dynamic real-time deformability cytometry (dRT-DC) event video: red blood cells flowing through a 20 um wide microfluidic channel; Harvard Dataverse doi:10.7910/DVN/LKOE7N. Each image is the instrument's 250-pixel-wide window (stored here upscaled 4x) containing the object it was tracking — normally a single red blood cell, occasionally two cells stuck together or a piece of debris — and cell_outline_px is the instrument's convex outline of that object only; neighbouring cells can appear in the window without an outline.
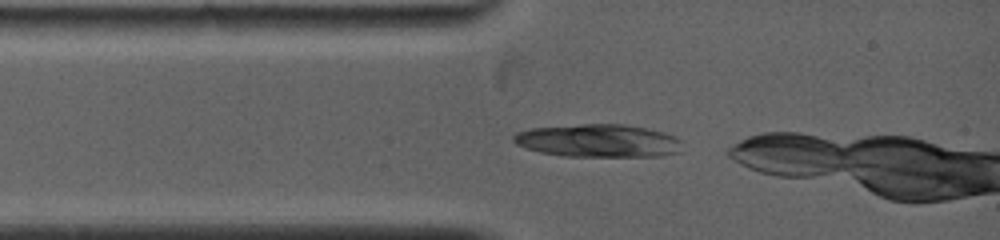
{"species": "common noctule bat (a hibernating species)", "species_latin": "Nyctalus noctula", "temperature_condition": "warm", "stored_images_in_passage": 1, "camera_frame_rate_fps": 5000, "um_per_image_px": 0.085, "animal": {"sex": "female", "body_mass_g": 19.0, "forearm_length_mm": 53.3}, "frame": {"image": 1, "passage_image": 1, "time_ms": 0.0, "image_size_px": [1000, 240], "cell_outline_px": [[680, 152], [660, 156], [564, 156], [540, 152], [516, 144], [512, 140], [512, 136], [516, 132], [532, 128], [584, 124], [624, 124], [648, 128], [664, 132], [680, 140]], "centroid_in_image_um": [50.84, 11.96], "position_along_channel_um": 34.2, "area_um2": 32.25}}